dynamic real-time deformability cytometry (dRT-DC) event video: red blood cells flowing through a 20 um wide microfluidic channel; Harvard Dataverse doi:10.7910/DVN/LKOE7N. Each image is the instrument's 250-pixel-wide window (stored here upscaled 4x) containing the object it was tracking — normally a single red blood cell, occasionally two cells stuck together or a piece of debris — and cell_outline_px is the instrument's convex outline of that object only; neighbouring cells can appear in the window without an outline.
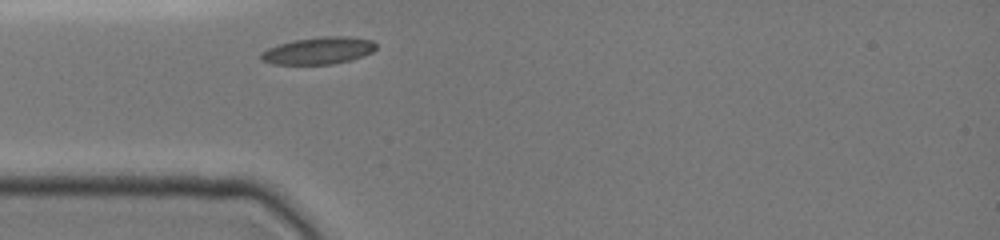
{"species": "common noctule bat (a hibernating species)", "species_latin": "Nyctalus noctula", "temperature_condition": "cold", "stored_images_in_passage": 1, "camera_frame_rate_fps": 3000, "um_per_image_px": 0.085, "animal": {"sex": "female", "body_mass_g": 19.0, "forearm_length_mm": 51.5}, "frame": {"image": 1, "passage_image": 1, "time_ms": 0.0, "image_size_px": [1000, 240], "cell_outline_px": [[376, 48], [372, 52], [352, 60], [332, 64], [272, 64], [260, 60], [260, 52], [268, 48], [280, 44], [296, 40], [324, 36], [348, 36], [372, 40], [376, 44]], "centroid_in_image_um": [27.07, 4.31], "position_along_channel_um": 57.9, "area_um2": 18.15}}